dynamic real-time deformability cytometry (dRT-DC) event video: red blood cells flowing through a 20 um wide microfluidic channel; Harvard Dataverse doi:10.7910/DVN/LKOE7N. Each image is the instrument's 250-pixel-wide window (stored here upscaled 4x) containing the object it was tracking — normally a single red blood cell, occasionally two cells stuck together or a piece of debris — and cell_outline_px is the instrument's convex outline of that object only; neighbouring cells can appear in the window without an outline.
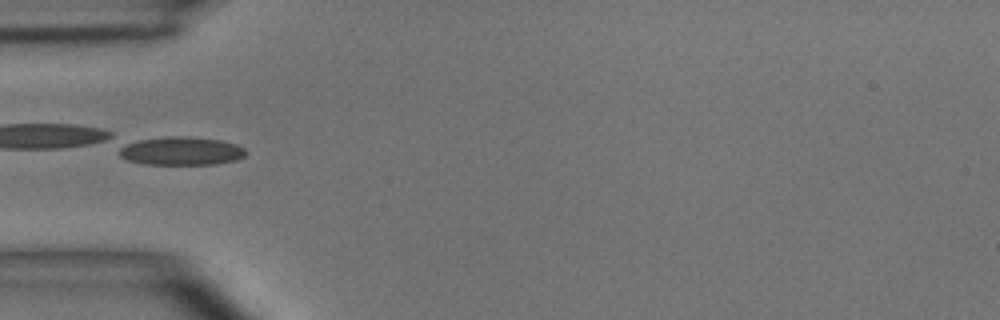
{"species": "common noctule bat (a hibernating species)", "species_latin": "Nyctalus noctula", "temperature_condition": "room temperature", "stored_images_in_passage": 5, "camera_frame_rate_fps": 3000, "um_per_image_px": 0.085, "animal": {"sex": "male", "body_mass_g": 15.6}, "frame": {"image": 1, "passage_image": 2, "time_ms": 2.0, "image_size_px": [1000, 320], "cell_outline_px": [[248, 152], [244, 156], [236, 160], [216, 164], [144, 164], [128, 160], [120, 156], [120, 144], [140, 140], [168, 136], [188, 136], [220, 140], [236, 144], [244, 148]], "centroid_in_image_um": [15.41, 12.83], "position_along_channel_um": 69.6, "area_um2": 20.98}}
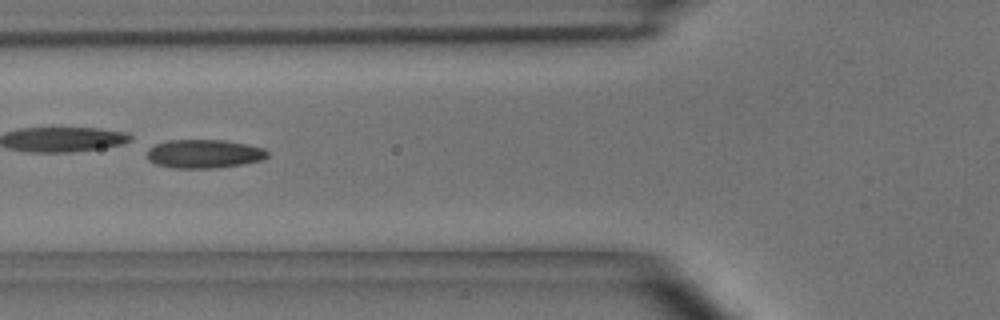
{"frame": {"image": 2, "passage_image": 3, "time_ms": 3.0, "image_size_px": [1000, 320], "cell_outline_px": [[268, 156], [260, 160], [240, 164], [216, 168], [172, 168], [156, 164], [148, 160], [148, 148], [156, 144], [168, 140], [224, 140], [248, 144], [264, 148], [268, 152]], "centroid_in_image_um": [17.33, 13.07], "position_along_channel_um": 108.5, "area_um2": 20.06}}